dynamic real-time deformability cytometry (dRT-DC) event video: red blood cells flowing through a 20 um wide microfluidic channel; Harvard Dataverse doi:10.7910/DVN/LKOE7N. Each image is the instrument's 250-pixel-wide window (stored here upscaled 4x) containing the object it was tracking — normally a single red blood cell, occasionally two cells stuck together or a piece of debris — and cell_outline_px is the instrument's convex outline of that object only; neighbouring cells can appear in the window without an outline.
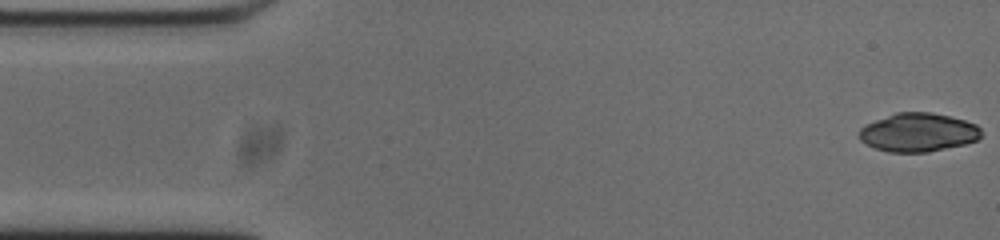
{"species": "common noctule bat (a hibernating species)", "species_latin": "Nyctalus noctula", "temperature_condition": "cold", "stored_images_in_passage": 51, "camera_frame_rate_fps": 3000, "um_per_image_px": 0.085, "animal": {"sex": "male", "body_mass_g": 20.0, "forearm_length_mm": 53.3}, "frame": {"image": 1, "passage_image": 1, "time_ms": 0.0, "image_size_px": [1000, 240], "cell_outline_px": [[980, 136], [976, 140], [964, 144], [928, 152], [888, 152], [876, 148], [860, 140], [860, 128], [864, 124], [896, 112], [932, 112], [964, 120], [976, 124], [980, 128]], "centroid_in_image_um": [78.03, 11.24], "position_along_channel_um": 7.0, "area_um2": 27.28}}